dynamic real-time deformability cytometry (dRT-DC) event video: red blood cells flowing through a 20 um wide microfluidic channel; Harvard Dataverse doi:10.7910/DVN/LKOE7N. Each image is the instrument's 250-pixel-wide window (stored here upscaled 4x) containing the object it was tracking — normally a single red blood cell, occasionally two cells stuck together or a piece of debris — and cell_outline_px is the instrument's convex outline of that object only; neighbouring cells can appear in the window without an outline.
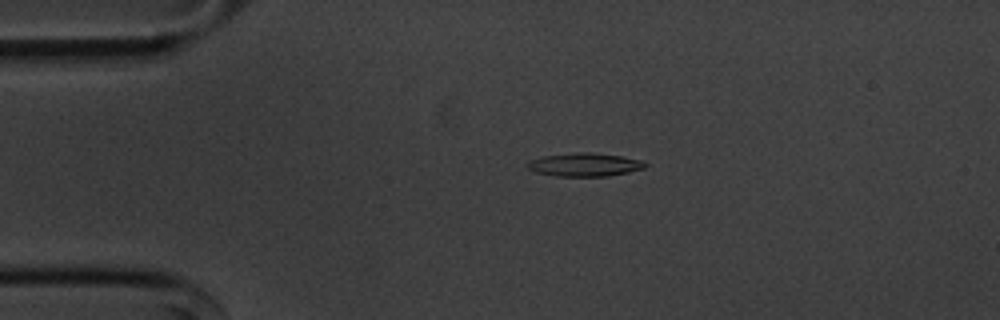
{"species": "common noctule bat (a hibernating species)", "species_latin": "Nyctalus noctula", "temperature_condition": "cold", "stored_images_in_passage": 54, "camera_frame_rate_fps": 3000, "um_per_image_px": 0.085, "animal": {"sex": "male", "body_mass_g": 20.1, "forearm_length_mm": 53.5}, "frame": {"image": 1, "passage_image": 11, "time_ms": 3.333, "image_size_px": [1000, 320], "cell_outline_px": [[648, 164], [644, 168], [628, 172], [608, 176], [556, 176], [536, 172], [528, 168], [528, 160], [540, 156], [576, 152], [592, 152], [620, 156], [640, 160]], "centroid_in_image_um": [49.66, 13.99], "position_along_channel_um": 35.3, "area_um2": 16.01}}
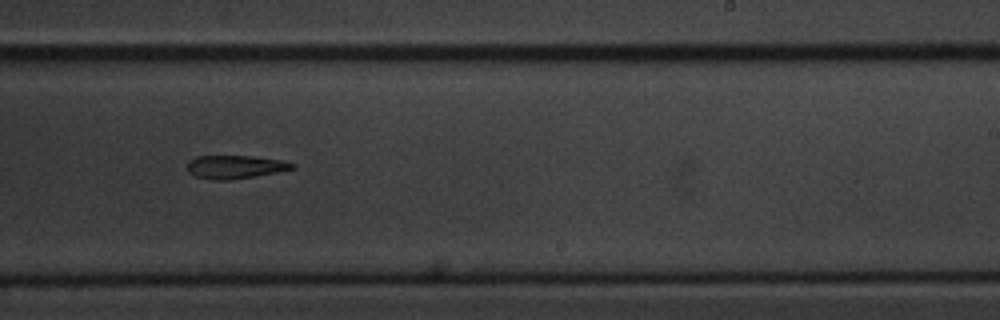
{"frame": {"image": 2, "passage_image": 33, "time_ms": 10.667, "image_size_px": [1000, 320], "cell_outline_px": [[296, 168], [276, 172], [232, 180], [216, 180], [196, 176], [188, 172], [188, 160], [196, 156], [252, 156], [284, 160], [296, 164]], "centroid_in_image_um": [20.01, 14.18], "position_along_channel_um": 269.0, "area_um2": 14.28}}
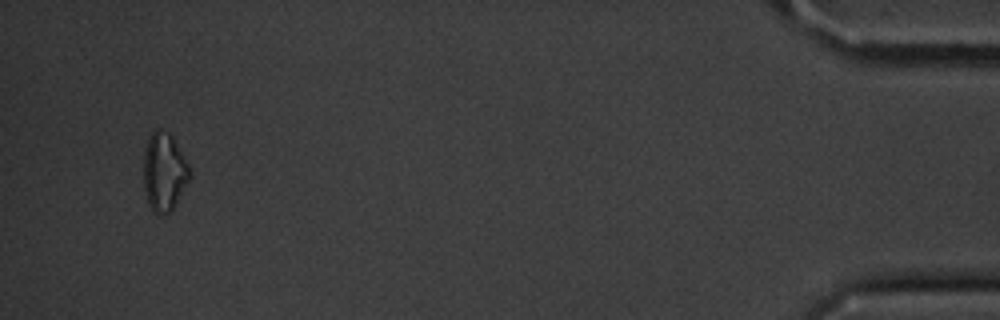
{"frame": {"image": 3, "passage_image": 52, "time_ms": 17.0, "image_size_px": [1000, 320], "cell_outline_px": [[188, 180], [172, 208], [168, 212], [160, 216], [156, 216], [152, 212], [148, 204], [144, 188], [144, 152], [148, 140], [152, 132], [156, 128], [160, 128], [168, 132], [172, 136], [188, 164]], "centroid_in_image_um": [13.9, 14.61], "position_along_channel_um": 421.3, "area_um2": 20.63}, "authors_computed_cell_mechanics": {"area_um2": 15.7505, "velocity_mm_per_s": 3.6431, "shape_relaxation_time_tau1_ms": 2.5449, "shape_relaxation_time_tau2_ms": null, "deformation_change_tau1": 0.1067, "deformation_change_tau2": null}}